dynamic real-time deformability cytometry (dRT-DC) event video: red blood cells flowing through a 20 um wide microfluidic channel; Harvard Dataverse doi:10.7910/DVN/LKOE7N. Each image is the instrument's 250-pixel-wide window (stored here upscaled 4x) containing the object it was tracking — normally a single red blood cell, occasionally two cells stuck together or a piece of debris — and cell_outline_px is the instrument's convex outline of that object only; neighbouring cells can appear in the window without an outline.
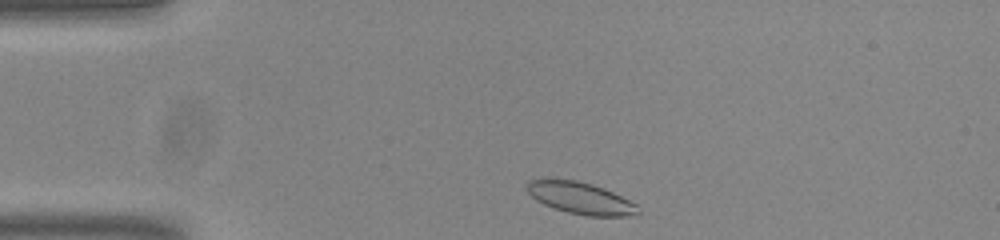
{"species": "common noctule bat (a hibernating species)", "species_latin": "Nyctalus noctula", "temperature_condition": "room temperature", "stored_images_in_passage": 44, "camera_frame_rate_fps": 3000, "um_per_image_px": 0.085, "animal": {"sex": "male", "body_mass_g": 20.0, "forearm_length_mm": 53.3}, "frame": {"image": 1, "passage_image": 2, "time_ms": 0.333, "image_size_px": [1000, 240], "cell_outline_px": [[640, 212], [636, 216], [588, 216], [568, 212], [544, 204], [536, 200], [528, 192], [528, 180], [552, 176], [576, 180], [592, 184], [604, 188], [636, 204]], "centroid_in_image_um": [49.31, 16.8], "position_along_channel_um": 35.7, "area_um2": 20.87}}
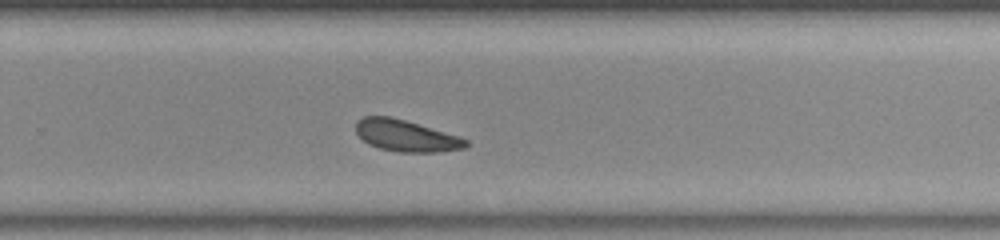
{"frame": {"image": 2, "passage_image": 26, "time_ms": 8.333, "image_size_px": [1000, 240], "cell_outline_px": [[472, 144], [468, 148], [436, 152], [400, 152], [380, 148], [368, 144], [356, 132], [356, 120], [364, 116], [388, 116], [404, 120], [460, 136], [468, 140]], "centroid_in_image_um": [34.56, 11.54], "position_along_channel_um": 295.2, "area_um2": 20.29}}
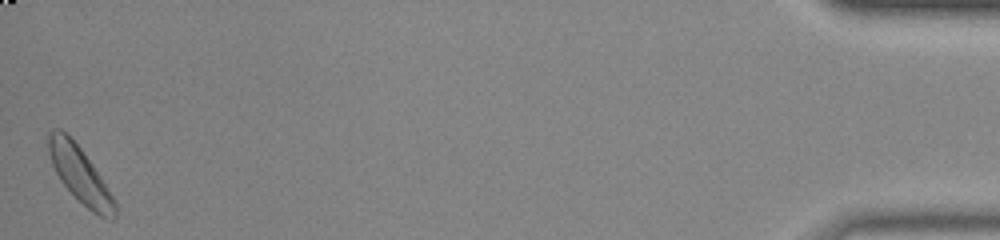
{"frame": {"image": 3, "passage_image": 44, "time_ms": 14.333, "image_size_px": [1000, 240], "cell_outline_px": [[116, 216], [112, 220], [100, 216], [92, 212], [60, 180], [52, 164], [48, 152], [48, 132], [52, 128], [60, 128], [80, 148], [92, 164], [116, 200]], "centroid_in_image_um": [6.8, 14.84], "position_along_channel_um": 428.4, "area_um2": 21.21}, "authors_computed_cell_mechanics": {"area_um2": 20.4901, "velocity_mm_per_s": 3.7687, "shape_relaxation_time_tau1_ms": 4.2647, "shape_relaxation_time_tau2_ms": 5.1809, "deformation_change_tau1": 0.0832, "deformation_change_tau2": 0.111}}